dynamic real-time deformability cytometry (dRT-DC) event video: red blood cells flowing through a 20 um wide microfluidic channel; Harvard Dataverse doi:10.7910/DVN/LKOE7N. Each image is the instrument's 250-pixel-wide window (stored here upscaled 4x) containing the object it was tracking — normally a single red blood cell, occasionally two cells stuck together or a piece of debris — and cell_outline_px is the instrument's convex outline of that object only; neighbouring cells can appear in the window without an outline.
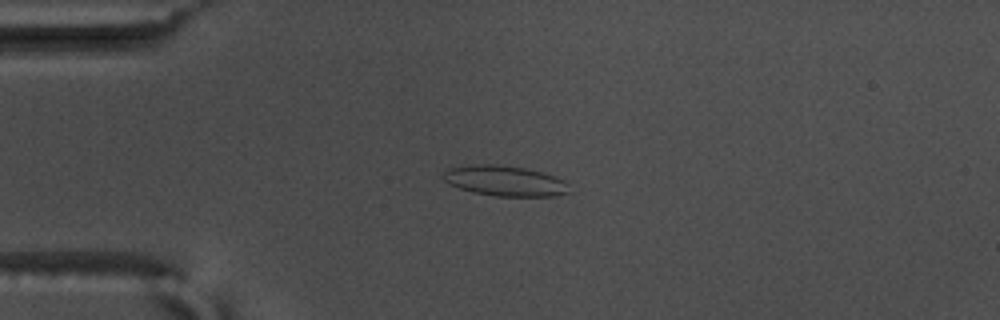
{"species": "common noctule bat (a hibernating species)", "species_latin": "Nyctalus noctula", "temperature_condition": "warm", "stored_images_in_passage": 45, "camera_frame_rate_fps": 3000, "um_per_image_px": 0.085, "animal": {"sex": "male", "body_mass_g": 17.5, "forearm_length_mm": 52.3}, "frame": {"image": 1, "passage_image": 11, "time_ms": 3.333, "image_size_px": [1000, 320], "cell_outline_px": [[572, 192], [556, 196], [492, 196], [472, 192], [448, 184], [440, 176], [444, 172], [452, 168], [480, 164], [496, 164], [524, 168], [556, 176], [564, 180], [568, 184]], "centroid_in_image_um": [42.95, 15.39], "position_along_channel_um": 42.1, "area_um2": 22.37}}
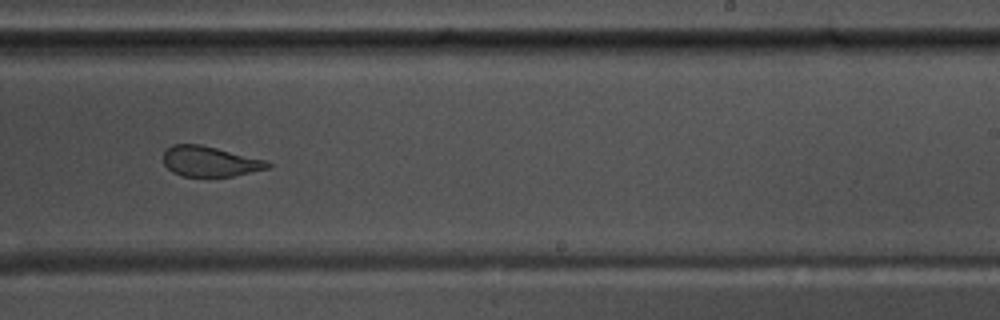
{"frame": {"image": 2, "passage_image": 32, "time_ms": 10.333, "image_size_px": [1000, 320], "cell_outline_px": [[272, 168], [232, 176], [184, 176], [172, 172], [164, 164], [164, 152], [172, 144], [200, 144], [264, 160], [272, 164]], "centroid_in_image_um": [17.84, 13.72], "position_along_channel_um": 271.2, "area_um2": 18.21}}
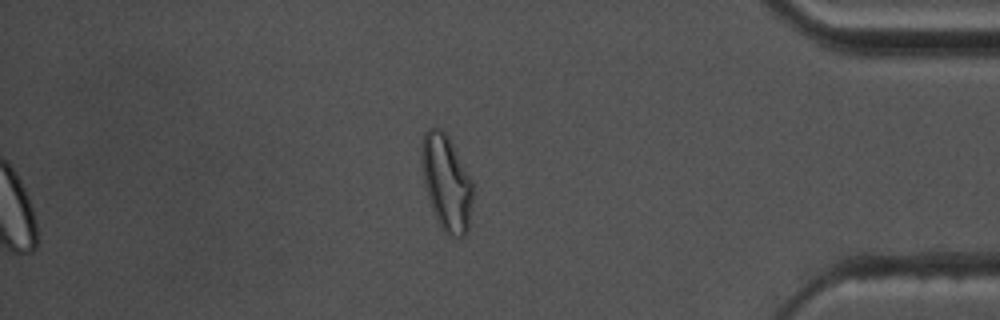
{"frame": {"image": 3, "passage_image": 45, "time_ms": 14.667, "image_size_px": [1000, 320], "cell_outline_px": [[472, 200], [468, 232], [464, 236], [448, 236], [440, 228], [436, 220], [424, 184], [420, 160], [420, 148], [424, 132], [428, 128], [440, 128], [448, 136], [472, 180]], "centroid_in_image_um": [37.92, 15.53], "position_along_channel_um": 397.3, "area_um2": 28.73}, "authors_computed_cell_mechanics": {"area_um2": 20.7502, "velocity_mm_per_s": 3.6461, "shape_relaxation_time_tau1_ms": null, "shape_relaxation_time_tau2_ms": 1.6557, "deformation_change_tau1": null, "deformation_change_tau2": 0.0911}}